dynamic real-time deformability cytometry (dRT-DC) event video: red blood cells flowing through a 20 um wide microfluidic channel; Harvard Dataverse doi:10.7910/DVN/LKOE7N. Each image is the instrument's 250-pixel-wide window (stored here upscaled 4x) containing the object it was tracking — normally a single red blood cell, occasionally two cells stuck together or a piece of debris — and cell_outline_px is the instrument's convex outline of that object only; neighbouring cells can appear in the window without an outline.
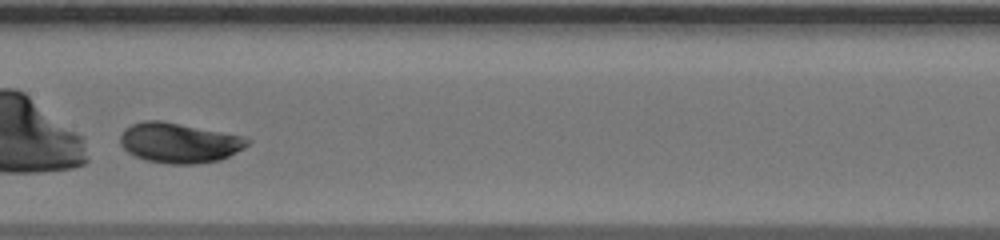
{"species": "human", "species_latin": "Homo sapiens", "temperature_condition": "warm", "stored_images_in_passage": 31, "camera_frame_rate_fps": 3000, "um_per_image_px": 0.085, "donor": {"sex": "male"}, "frame": {"image": 1, "passage_image": 17, "time_ms": 5.333, "image_size_px": [1000, 240], "cell_outline_px": [[252, 140], [244, 148], [220, 160], [196, 164], [168, 164], [144, 160], [128, 152], [120, 144], [120, 136], [124, 128], [132, 124], [144, 120], [160, 120], [240, 136]], "centroid_in_image_um": [15.18, 12.15], "position_along_channel_um": 192.2, "area_um2": 29.48}}
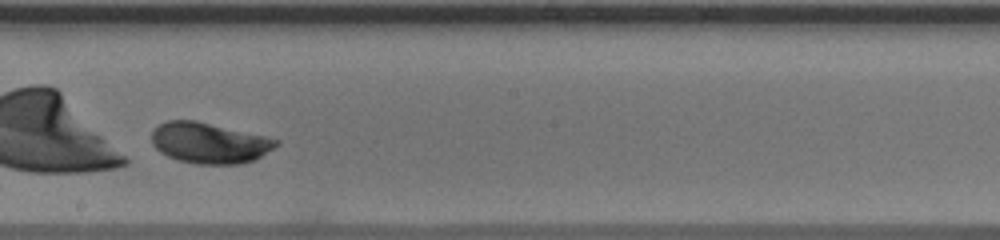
{"frame": {"image": 2, "passage_image": 20, "time_ms": 6.333, "image_size_px": [1000, 240], "cell_outline_px": [[280, 144], [256, 160], [240, 164], [196, 164], [176, 160], [160, 152], [152, 144], [152, 132], [160, 124], [168, 120], [196, 120], [264, 136], [280, 140]], "centroid_in_image_um": [17.81, 12.16], "position_along_channel_um": 230.4, "area_um2": 29.65}}